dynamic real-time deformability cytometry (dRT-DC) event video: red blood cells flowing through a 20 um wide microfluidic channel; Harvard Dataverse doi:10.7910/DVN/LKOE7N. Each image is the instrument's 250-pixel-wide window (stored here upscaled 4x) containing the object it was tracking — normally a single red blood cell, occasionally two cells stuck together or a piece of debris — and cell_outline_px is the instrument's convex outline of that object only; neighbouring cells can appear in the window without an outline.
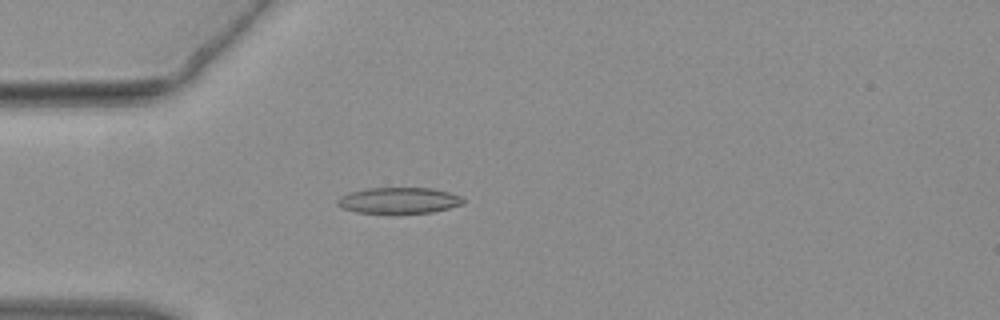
{"species": "common noctule bat (a hibernating species)", "species_latin": "Nyctalus noctula", "temperature_condition": "warm", "stored_images_in_passage": 45, "camera_frame_rate_fps": 3000, "um_per_image_px": 0.085, "animal": {"sex": "female", "body_mass_g": 19.3, "forearm_length_mm": 54.1}, "frame": {"image": 1, "passage_image": 13, "time_ms": 4.0, "image_size_px": [1000, 320], "cell_outline_px": [[464, 204], [432, 212], [356, 212], [344, 208], [336, 204], [336, 200], [340, 196], [348, 192], [368, 188], [432, 188], [448, 192], [460, 196], [464, 200]], "centroid_in_image_um": [33.89, 17.02], "position_along_channel_um": 51.1, "area_um2": 18.79}}
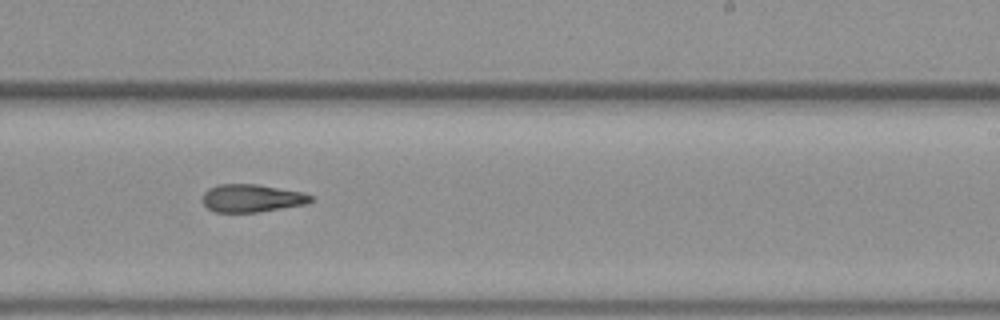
{"frame": {"image": 2, "passage_image": 28, "time_ms": 9.0, "image_size_px": [1000, 320], "cell_outline_px": [[312, 200], [304, 204], [260, 212], [216, 212], [208, 208], [204, 204], [204, 192], [208, 188], [220, 184], [256, 184], [304, 192], [312, 196]], "centroid_in_image_um": [21.4, 16.84], "position_along_channel_um": 267.6, "area_um2": 17.4}}
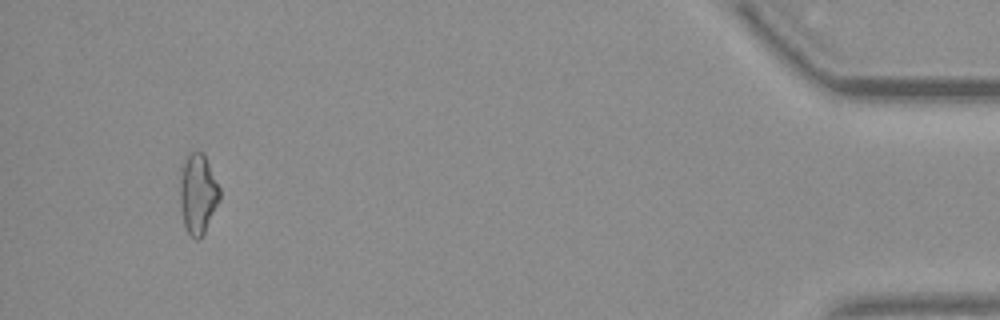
{"frame": {"image": 3, "passage_image": 43, "time_ms": 14.0, "image_size_px": [1000, 320], "cell_outline_px": [[220, 200], [200, 240], [196, 240], [188, 232], [184, 224], [180, 208], [180, 168], [184, 160], [192, 152], [204, 152], [220, 188]], "centroid_in_image_um": [16.82, 16.46], "position_along_channel_um": 418.4, "area_um2": 18.61}}